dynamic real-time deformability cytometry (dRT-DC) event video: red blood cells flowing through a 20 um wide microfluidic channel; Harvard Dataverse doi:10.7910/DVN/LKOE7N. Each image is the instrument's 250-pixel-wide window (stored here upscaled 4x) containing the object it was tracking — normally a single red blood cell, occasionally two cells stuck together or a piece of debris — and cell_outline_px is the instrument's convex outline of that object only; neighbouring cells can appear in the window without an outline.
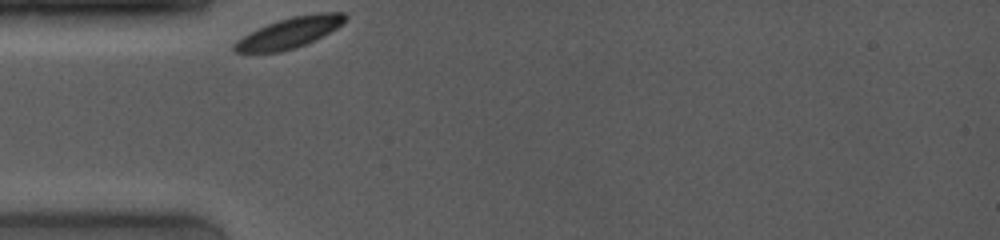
{"species": "common noctule bat (a hibernating species)", "species_latin": "Nyctalus noctula", "temperature_condition": "room temperature", "stored_images_in_passage": 2, "camera_frame_rate_fps": 4000, "um_per_image_px": 0.085, "animal": {"sex": "female", "body_mass_g": 19.0, "forearm_length_mm": 53.3}, "frame": {"image": 1, "passage_image": 1, "time_ms": 0.0, "image_size_px": [1000, 240], "cell_outline_px": [[348, 20], [344, 24], [304, 44], [280, 52], [236, 52], [232, 48], [232, 44], [244, 36], [276, 20], [292, 16], [320, 12], [344, 12], [348, 16]], "centroid_in_image_um": [24.65, 2.75], "position_along_channel_um": 60.4, "area_um2": 19.42}}